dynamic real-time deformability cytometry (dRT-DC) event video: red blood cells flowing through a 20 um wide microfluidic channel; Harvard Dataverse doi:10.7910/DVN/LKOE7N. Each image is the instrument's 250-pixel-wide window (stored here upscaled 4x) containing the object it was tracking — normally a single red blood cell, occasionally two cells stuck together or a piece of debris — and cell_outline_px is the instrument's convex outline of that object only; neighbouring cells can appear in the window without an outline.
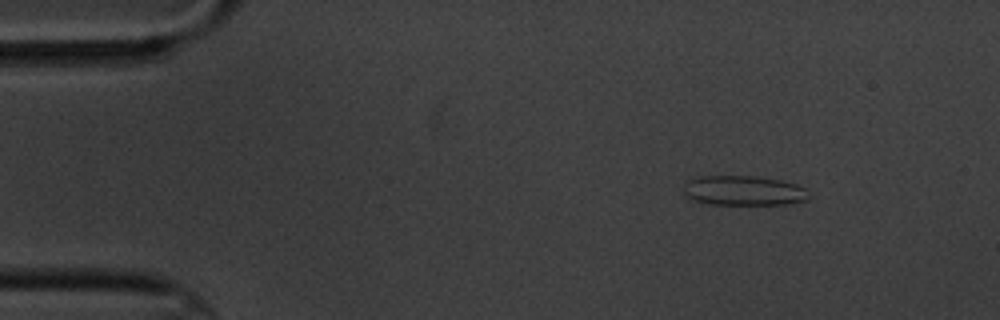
{"species": "common noctule bat (a hibernating species)", "species_latin": "Nyctalus noctula", "temperature_condition": "cold", "stored_images_in_passage": 10, "camera_frame_rate_fps": 3000, "um_per_image_px": 0.085, "animal": {"sex": "male", "body_mass_g": 20.1, "forearm_length_mm": 53.5}, "frame": {"image": 1, "passage_image": 2, "time_ms": 1.333, "image_size_px": [1000, 320], "cell_outline_px": [[808, 200], [788, 204], [712, 204], [692, 200], [684, 192], [684, 184], [688, 180], [700, 176], [756, 176], [784, 180], [796, 184], [804, 188], [808, 196]], "centroid_in_image_um": [63.22, 16.19], "position_along_channel_um": 21.8, "area_um2": 21.73}}
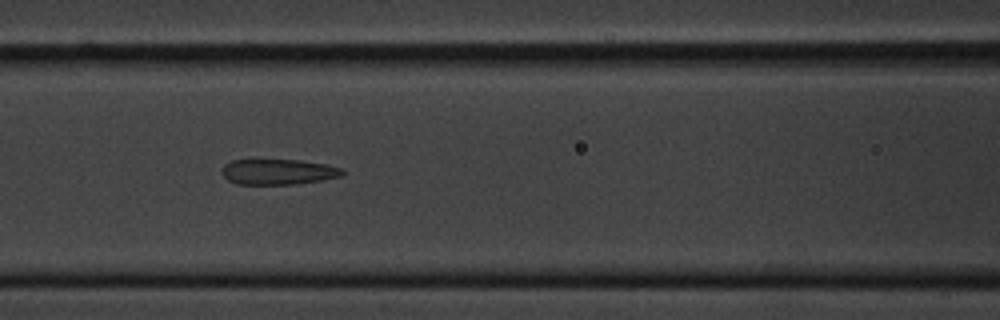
{"frame": {"image": 2, "passage_image": 7, "time_ms": 7.0, "image_size_px": [1000, 320], "cell_outline_px": [[344, 176], [296, 184], [236, 184], [228, 180], [220, 172], [224, 164], [232, 160], [300, 160], [328, 164], [340, 168], [344, 172]], "centroid_in_image_um": [23.64, 14.6], "position_along_channel_um": 143.0, "area_um2": 17.98}}
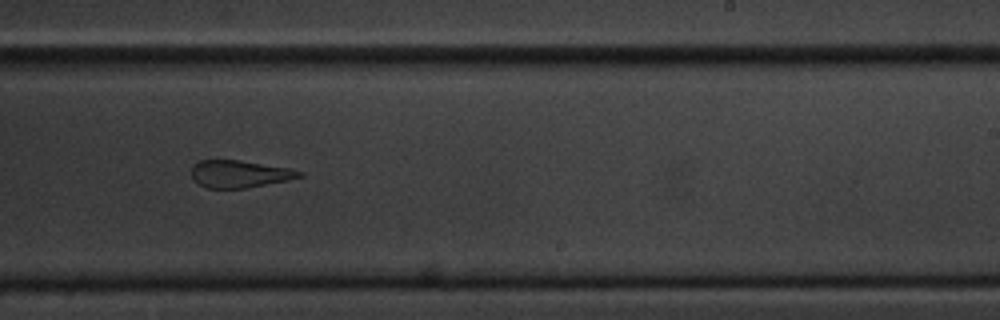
{"frame": {"image": 3, "passage_image": 10, "time_ms": 10.667, "image_size_px": [1000, 320], "cell_outline_px": [[304, 176], [288, 180], [244, 188], [208, 188], [200, 184], [192, 176], [192, 164], [200, 160], [240, 160], [288, 168], [304, 172]], "centroid_in_image_um": [20.37, 14.77], "position_along_channel_um": 268.6, "area_um2": 16.99}}